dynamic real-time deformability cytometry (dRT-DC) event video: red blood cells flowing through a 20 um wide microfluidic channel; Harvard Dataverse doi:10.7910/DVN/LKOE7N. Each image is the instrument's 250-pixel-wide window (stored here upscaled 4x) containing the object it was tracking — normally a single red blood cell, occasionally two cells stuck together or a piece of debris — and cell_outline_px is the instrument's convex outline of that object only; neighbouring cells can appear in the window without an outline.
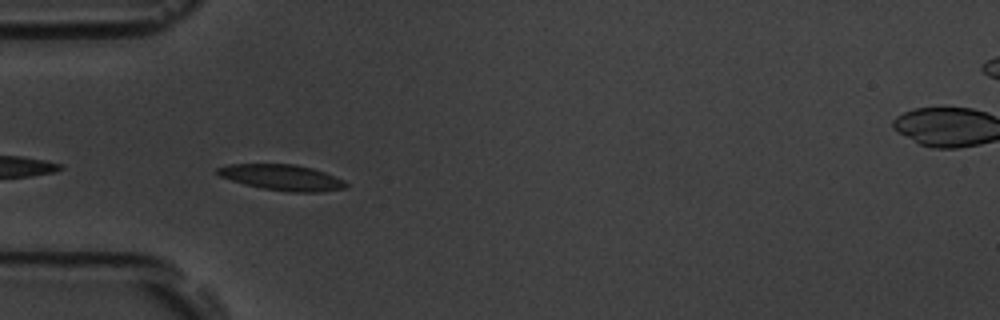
{"species": "common noctule bat (a hibernating species)", "species_latin": "Nyctalus noctula", "temperature_condition": "room temperature", "stored_images_in_passage": 5, "camera_frame_rate_fps": 3000, "um_per_image_px": 0.085, "animal": {"sex": "male", "body_mass_g": 19.5, "forearm_length_mm": 54.6}, "frame": {"image": 1, "passage_image": 2, "time_ms": 0.333, "image_size_px": [1000, 320], "cell_outline_px": [[348, 184], [344, 188], [320, 192], [288, 192], [264, 188], [244, 184], [220, 176], [216, 172], [216, 168], [228, 164], [296, 164], [312, 168], [324, 172], [344, 180]], "centroid_in_image_um": [23.97, 15.08], "position_along_channel_um": 61.0, "area_um2": 19.19}}